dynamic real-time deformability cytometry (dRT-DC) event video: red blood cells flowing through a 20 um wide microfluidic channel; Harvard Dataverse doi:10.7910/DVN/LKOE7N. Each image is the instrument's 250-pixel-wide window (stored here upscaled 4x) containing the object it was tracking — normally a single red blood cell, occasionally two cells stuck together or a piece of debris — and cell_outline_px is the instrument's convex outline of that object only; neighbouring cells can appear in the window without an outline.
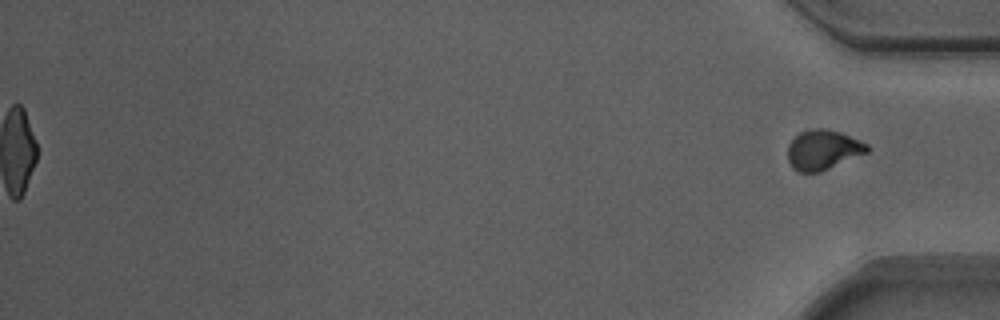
{"species": "Egyptian fruit bat (a non-hibernating species)", "species_latin": "Rousettus aegyptiacus", "temperature_condition": "warm", "stored_images_in_passage": 43, "segment_of_instrument_passage": [2, 2], "camera_frame_rate_fps": 3000, "um_per_image_px": 0.085, "animal": {"sex": "male"}, "frame": {"image": 1, "passage_image": 43, "time_ms": 14.0, "image_size_px": [1000, 320], "cell_outline_px": [[868, 152], [820, 172], [796, 172], [792, 168], [788, 160], [788, 144], [800, 132], [812, 128], [824, 128], [840, 132], [868, 144]], "centroid_in_image_um": [69.93, 12.74], "position_along_channel_um": 365.3, "area_um2": 18.38}}